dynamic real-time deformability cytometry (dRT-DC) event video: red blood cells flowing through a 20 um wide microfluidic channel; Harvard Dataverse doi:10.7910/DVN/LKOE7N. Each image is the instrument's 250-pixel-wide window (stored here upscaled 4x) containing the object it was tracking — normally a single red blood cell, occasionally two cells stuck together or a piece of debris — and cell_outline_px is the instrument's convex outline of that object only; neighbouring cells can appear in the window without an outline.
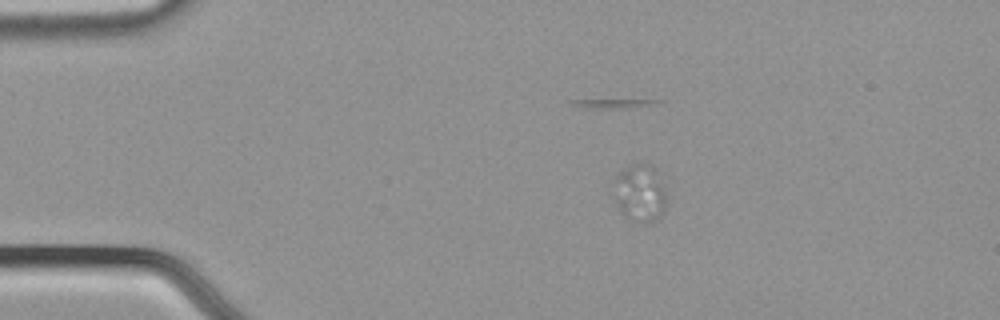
{"species": "common noctule bat (a hibernating species)", "species_latin": "Nyctalus noctula", "temperature_condition": "cold", "stored_images_in_passage": 11, "camera_frame_rate_fps": 3000, "um_per_image_px": 0.085, "animal": {"sex": "male", "body_mass_g": 21.5, "forearm_length_mm": 52.0}, "frame": {"image": 1, "passage_image": 10, "time_ms": 3.0, "image_size_px": [1000, 320], "cell_outline_px": [[668, 196], [664, 212], [652, 224], [632, 224], [620, 212], [608, 192], [616, 176], [628, 164], [652, 164], [656, 168]], "centroid_in_image_um": [54.35, 16.47], "position_along_channel_um": 30.7, "area_um2": 19.19}}